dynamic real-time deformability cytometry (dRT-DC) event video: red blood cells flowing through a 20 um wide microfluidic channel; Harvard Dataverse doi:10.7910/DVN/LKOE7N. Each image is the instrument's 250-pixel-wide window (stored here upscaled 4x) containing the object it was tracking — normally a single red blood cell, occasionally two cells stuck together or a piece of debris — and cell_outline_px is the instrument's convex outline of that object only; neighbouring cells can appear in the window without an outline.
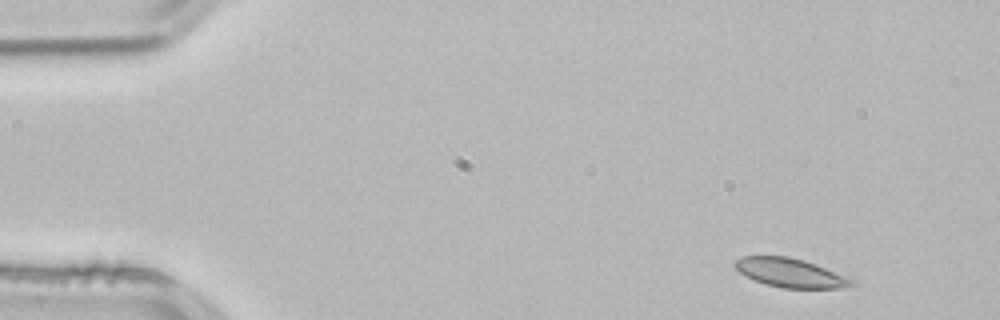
{"species": "common noctule bat (a hibernating species)", "species_latin": "Nyctalus noctula", "temperature_condition": "room temperature", "stored_images_in_passage": 2, "segment_of_instrument_passage": [1, 2], "camera_frame_rate_fps": 3000, "um_per_image_px": 0.085, "animal": {"sex": "male", "body_mass_g": 21.5, "forearm_length_mm": 52.0}, "frame": {"image": 1, "passage_image": 1, "time_ms": 0.0, "image_size_px": [1000, 320], "cell_outline_px": [[856, 280], [852, 284], [840, 288], [784, 288], [768, 284], [756, 280], [740, 272], [732, 264], [736, 260], [744, 256], [788, 256], [804, 260], [816, 264]], "centroid_in_image_um": [67.19, 23.18], "position_along_channel_um": 17.8, "area_um2": 19.36}}